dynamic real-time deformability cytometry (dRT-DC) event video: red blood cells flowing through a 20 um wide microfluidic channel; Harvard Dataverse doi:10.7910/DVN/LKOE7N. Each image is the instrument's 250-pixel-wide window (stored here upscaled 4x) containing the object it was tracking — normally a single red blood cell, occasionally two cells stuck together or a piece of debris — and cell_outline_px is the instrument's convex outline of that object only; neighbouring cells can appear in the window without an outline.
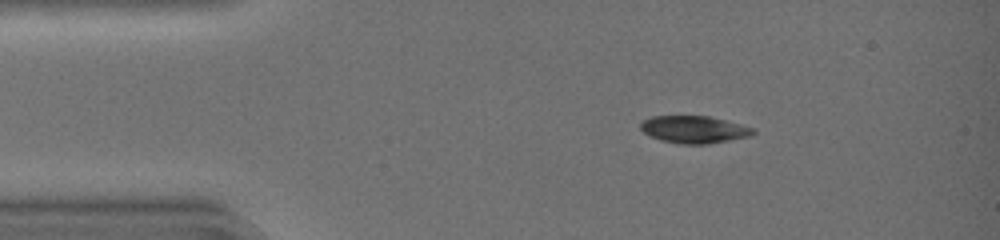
{"species": "common noctule bat (a hibernating species)", "species_latin": "Nyctalus noctula", "temperature_condition": "warm", "stored_images_in_passage": 29, "camera_frame_rate_fps": 3000, "um_per_image_px": 0.085, "animal": {"sex": "female", "body_mass_g": 19.0, "forearm_length_mm": 51.5}, "frame": {"image": 1, "passage_image": 1, "time_ms": 0.0, "image_size_px": [1000, 240], "cell_outline_px": [[756, 132], [752, 136], [708, 144], [680, 144], [660, 140], [644, 132], [640, 128], [640, 124], [644, 120], [652, 116], [708, 116], [740, 124], [752, 128]], "centroid_in_image_um": [59.0, 11.01], "position_along_channel_um": 26.0, "area_um2": 17.8}}
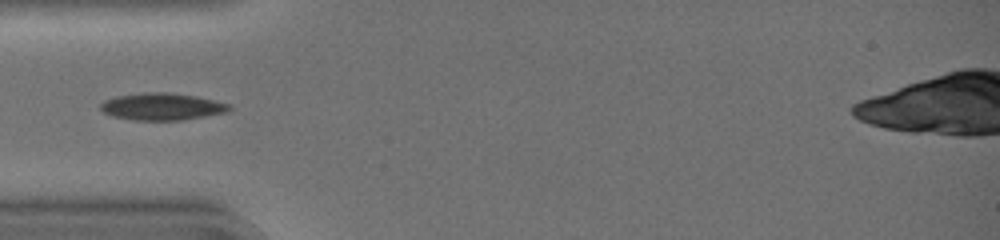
{"frame": {"image": 2, "passage_image": 8, "time_ms": 2.333, "image_size_px": [1000, 240], "cell_outline_px": [[232, 108], [228, 112], [180, 120], [132, 120], [112, 116], [104, 112], [100, 108], [100, 104], [104, 100], [116, 96], [144, 92], [172, 92], [196, 96], [232, 104]], "centroid_in_image_um": [13.78, 9.05], "position_along_channel_um": 71.2, "area_um2": 20.46}}
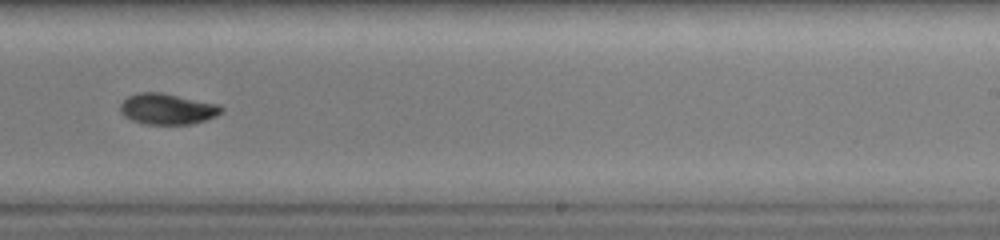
{"frame": {"image": 3, "passage_image": 22, "time_ms": 7.0, "image_size_px": [1000, 240], "cell_outline_px": [[224, 112], [208, 120], [192, 124], [144, 124], [132, 120], [124, 116], [120, 112], [120, 104], [128, 96], [140, 92], [160, 92], [220, 104], [224, 108]], "centroid_in_image_um": [14.27, 9.26], "position_along_channel_um": 274.7, "area_um2": 18.44}}